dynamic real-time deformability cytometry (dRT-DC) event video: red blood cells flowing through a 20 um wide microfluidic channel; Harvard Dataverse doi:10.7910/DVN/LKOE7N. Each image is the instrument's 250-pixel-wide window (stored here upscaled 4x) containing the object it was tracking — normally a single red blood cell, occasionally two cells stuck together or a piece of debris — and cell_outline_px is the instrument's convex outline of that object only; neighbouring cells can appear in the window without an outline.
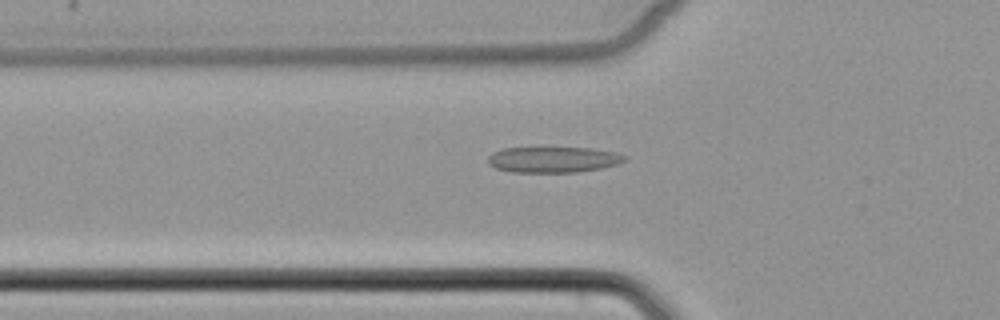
{"species": "common noctule bat (a hibernating species)", "species_latin": "Nyctalus noctula", "temperature_condition": "cold", "stored_images_in_passage": 51, "camera_frame_rate_fps": 3000, "um_per_image_px": 0.085, "animal": {"sex": "female", "body_mass_g": 22.7, "forearm_length_mm": 54.2}, "frame": {"image": 1, "passage_image": 18, "time_ms": 5.667, "image_size_px": [1000, 320], "cell_outline_px": [[628, 156], [624, 160], [616, 164], [600, 168], [576, 172], [512, 172], [496, 168], [488, 164], [488, 156], [492, 152], [500, 148], [592, 148], [616, 152]], "centroid_in_image_um": [46.99, 13.56], "position_along_channel_um": 78.8, "area_um2": 20.52}}
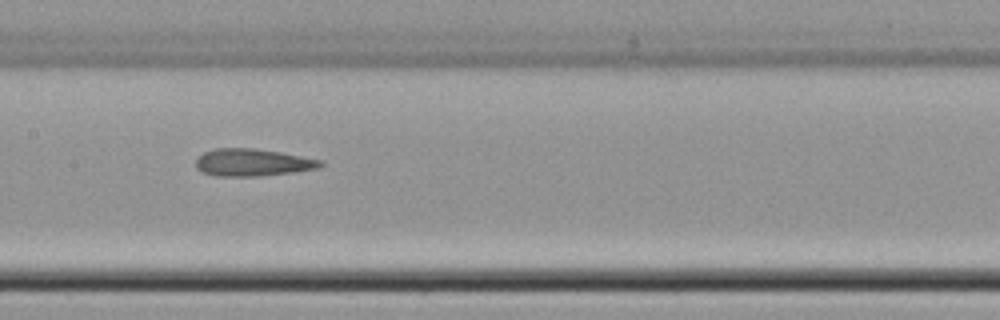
{"frame": {"image": 2, "passage_image": 26, "time_ms": 8.333, "image_size_px": [1000, 320], "cell_outline_px": [[324, 164], [320, 168], [292, 172], [260, 176], [216, 176], [204, 172], [196, 168], [196, 160], [204, 152], [216, 148], [252, 148], [280, 152], [320, 160]], "centroid_in_image_um": [21.46, 13.81], "position_along_channel_um": 185.9, "area_um2": 19.65}}
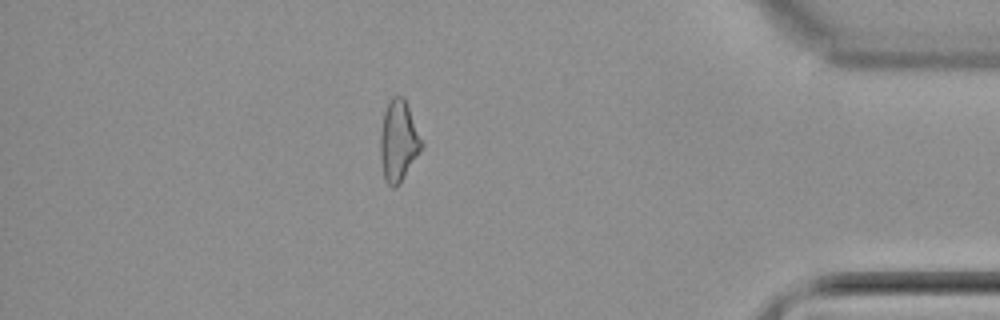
{"frame": {"image": 3, "passage_image": 45, "time_ms": 14.667, "image_size_px": [1000, 320], "cell_outline_px": [[424, 144], [420, 152], [400, 184], [396, 188], [392, 188], [384, 180], [380, 160], [380, 132], [384, 112], [392, 96], [404, 96]], "centroid_in_image_um": [33.87, 12.02], "position_along_channel_um": 401.3, "area_um2": 19.71}}